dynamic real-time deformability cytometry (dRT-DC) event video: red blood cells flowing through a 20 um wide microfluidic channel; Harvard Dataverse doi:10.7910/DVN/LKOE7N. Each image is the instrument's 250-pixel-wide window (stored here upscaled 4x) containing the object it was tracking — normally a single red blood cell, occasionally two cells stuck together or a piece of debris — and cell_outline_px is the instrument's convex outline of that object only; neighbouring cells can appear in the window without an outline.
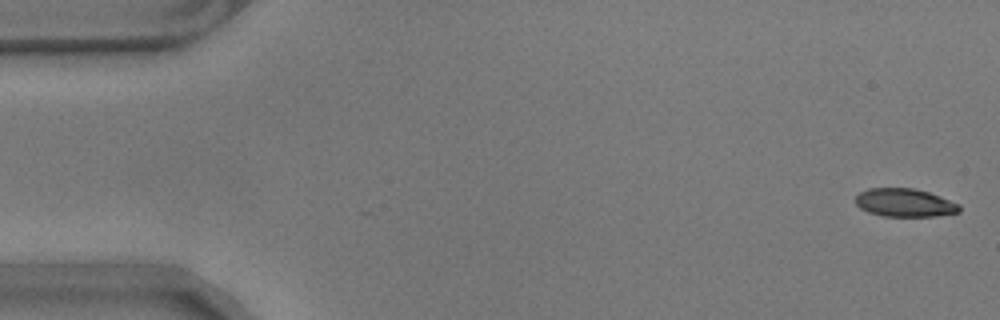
{"species": "common noctule bat (a hibernating species)", "species_latin": "Nyctalus noctula", "temperature_condition": "warm", "stored_images_in_passage": 11, "camera_frame_rate_fps": 3000, "um_per_image_px": 0.085, "animal": {"sex": "male", "body_mass_g": 17.9}, "frame": {"image": 1, "passage_image": 2, "time_ms": 0.333, "image_size_px": [1000, 320], "cell_outline_px": [[960, 212], [936, 216], [884, 216], [868, 212], [860, 208], [856, 204], [856, 196], [860, 192], [868, 188], [912, 188], [928, 192], [940, 196], [960, 204]], "centroid_in_image_um": [76.9, 17.23], "position_along_channel_um": 8.1, "area_um2": 17.05}}